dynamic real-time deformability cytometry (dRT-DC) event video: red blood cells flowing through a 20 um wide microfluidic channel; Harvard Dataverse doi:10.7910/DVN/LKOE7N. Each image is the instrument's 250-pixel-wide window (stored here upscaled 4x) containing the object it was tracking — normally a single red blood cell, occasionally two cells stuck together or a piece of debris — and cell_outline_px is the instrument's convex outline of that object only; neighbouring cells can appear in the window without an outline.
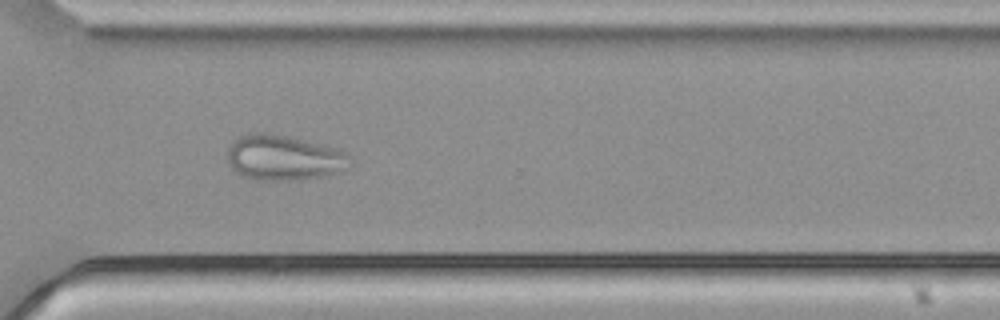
{"species": "common noctule bat (a hibernating species)", "species_latin": "Nyctalus noctula", "temperature_condition": "cold", "stored_images_in_passage": 36, "camera_frame_rate_fps": 3000, "um_per_image_px": 0.085, "animal": {"sex": "male", "body_mass_g": 21.5, "forearm_length_mm": 52.0}, "frame": {"image": 1, "passage_image": 26, "time_ms": 8.333, "image_size_px": [1000, 320], "cell_outline_px": [[352, 164], [348, 168], [340, 172], [324, 176], [300, 180], [256, 180], [240, 176], [228, 164], [228, 148], [240, 136], [252, 132], [264, 132], [284, 136], [332, 148], [344, 152], [352, 160]], "centroid_in_image_um": [24.1, 13.44], "position_along_channel_um": 346.5, "area_um2": 32.14}}